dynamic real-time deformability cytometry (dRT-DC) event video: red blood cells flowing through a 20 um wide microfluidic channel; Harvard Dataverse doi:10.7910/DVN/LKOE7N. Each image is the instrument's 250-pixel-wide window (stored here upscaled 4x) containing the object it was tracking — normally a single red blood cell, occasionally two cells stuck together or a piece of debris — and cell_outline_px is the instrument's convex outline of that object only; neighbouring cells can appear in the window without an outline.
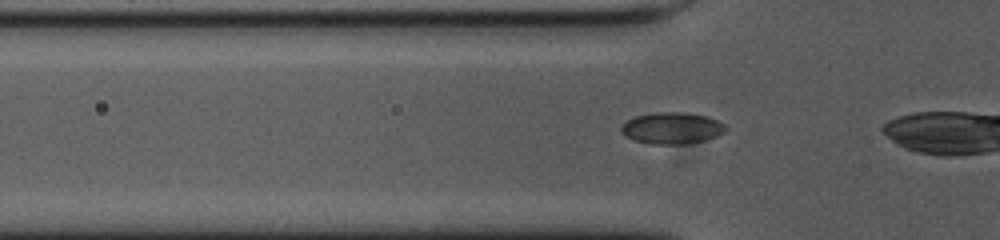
{"species": "common noctule bat (a hibernating species)", "species_latin": "Nyctalus noctula", "temperature_condition": "cold", "stored_images_in_passage": 7, "camera_frame_rate_fps": 3000, "um_per_image_px": 0.085, "animal": {"sex": "female", "body_mass_g": 23.0, "forearm_length_mm": 53.4}, "frame": {"image": 1, "passage_image": 4, "time_ms": 1.0, "image_size_px": [1000, 240], "cell_outline_px": [[728, 132], [704, 140], [684, 144], [652, 144], [636, 140], [620, 132], [620, 128], [628, 120], [636, 116], [656, 112], [684, 112], [704, 116], [720, 120], [728, 124]], "centroid_in_image_um": [57.2, 10.88], "position_along_channel_um": 68.6, "area_um2": 19.25}}